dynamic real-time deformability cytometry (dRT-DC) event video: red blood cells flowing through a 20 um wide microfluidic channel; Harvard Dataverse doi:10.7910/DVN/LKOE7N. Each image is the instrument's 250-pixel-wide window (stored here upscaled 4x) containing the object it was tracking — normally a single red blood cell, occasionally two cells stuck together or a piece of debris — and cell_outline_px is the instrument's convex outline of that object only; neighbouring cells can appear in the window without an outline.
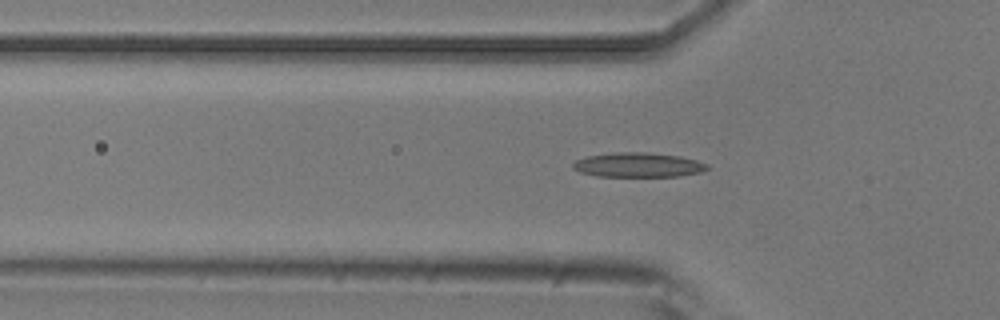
{"species": "common noctule bat (a hibernating species)", "species_latin": "Nyctalus noctula", "temperature_condition": "room temperature", "stored_images_in_passage": 47, "camera_frame_rate_fps": 3000, "um_per_image_px": 0.085, "animal": {"sex": "male", "body_mass_g": 20.5, "forearm_length_mm": 52.5}, "frame": {"image": 1, "passage_image": 17, "time_ms": 5.333, "image_size_px": [1000, 320], "cell_outline_px": [[708, 168], [700, 172], [680, 176], [596, 176], [580, 172], [572, 168], [572, 164], [576, 160], [588, 156], [612, 152], [648, 152], [680, 156], [696, 160], [708, 164]], "centroid_in_image_um": [54.23, 14.01], "position_along_channel_um": 71.6, "area_um2": 19.19}}
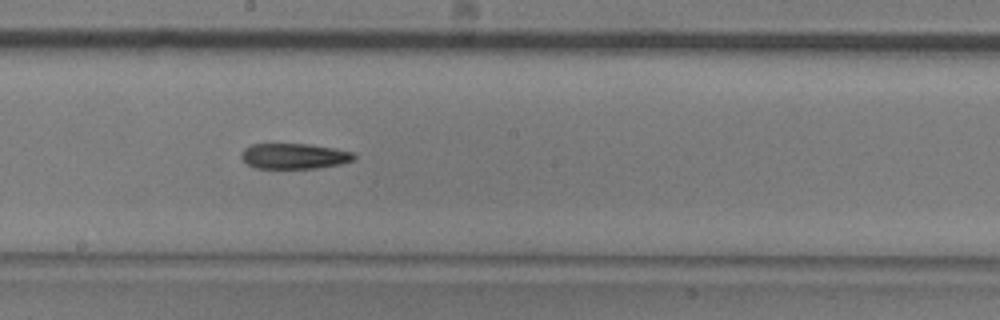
{"frame": {"image": 2, "passage_image": 29, "time_ms": 9.333, "image_size_px": [1000, 320], "cell_outline_px": [[356, 156], [352, 160], [340, 164], [316, 168], [256, 168], [248, 164], [240, 156], [240, 152], [244, 148], [252, 144], [308, 144], [332, 148], [352, 152]], "centroid_in_image_um": [24.96, 13.27], "position_along_channel_um": 223.2, "area_um2": 16.59}}
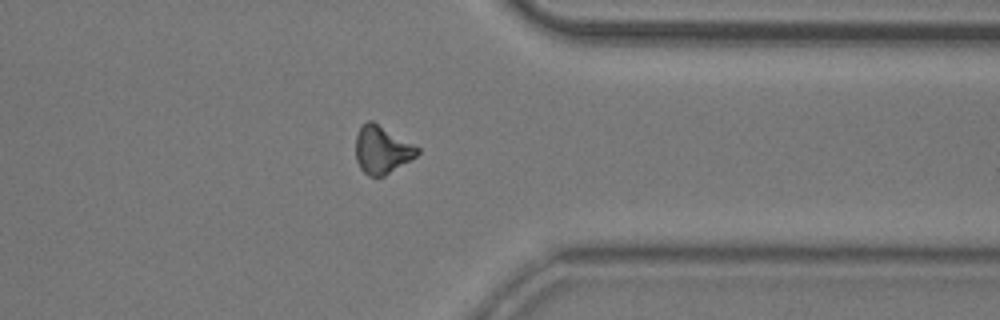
{"frame": {"image": 3, "passage_image": 42, "time_ms": 13.667, "image_size_px": [1000, 320], "cell_outline_px": [[420, 152], [416, 156], [384, 176], [368, 176], [360, 168], [356, 160], [356, 136], [360, 128], [368, 120], [372, 120], [420, 148]], "centroid_in_image_um": [32.46, 12.73], "position_along_channel_um": 378.9, "area_um2": 16.94}}